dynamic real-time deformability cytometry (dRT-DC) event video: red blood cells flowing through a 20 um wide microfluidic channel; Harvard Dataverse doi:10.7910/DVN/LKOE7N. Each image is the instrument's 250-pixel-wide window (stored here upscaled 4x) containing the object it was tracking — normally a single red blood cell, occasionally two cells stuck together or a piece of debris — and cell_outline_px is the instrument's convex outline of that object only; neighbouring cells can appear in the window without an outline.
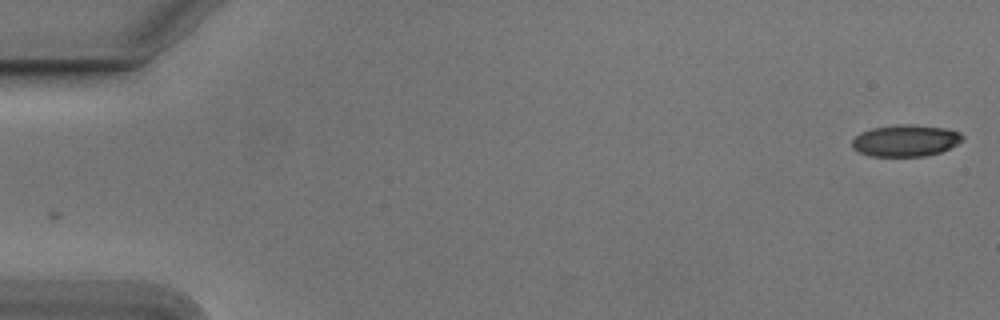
{"species": "Egyptian fruit bat (a non-hibernating species)", "species_latin": "Rousettus aegyptiacus", "temperature_condition": "cold", "stored_images_in_passage": 54, "camera_frame_rate_fps": 3000, "um_per_image_px": 0.085, "animal": {"sex": "male"}, "frame": {"image": 1, "passage_image": 1, "time_ms": 0.0, "image_size_px": [1000, 320], "cell_outline_px": [[964, 140], [940, 152], [924, 156], [872, 156], [860, 152], [852, 148], [852, 140], [860, 132], [872, 128], [892, 124], [912, 124], [944, 128], [960, 132], [964, 136]], "centroid_in_image_um": [76.96, 11.93], "position_along_channel_um": 8.0, "area_um2": 20.46}}
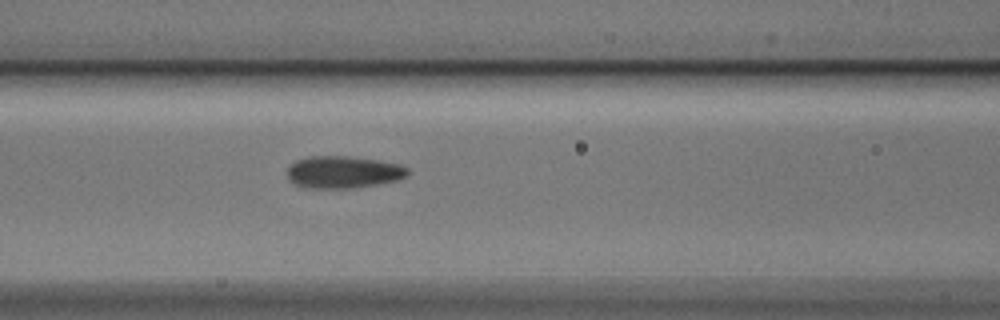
{"frame": {"image": 2, "passage_image": 23, "time_ms": 7.333, "image_size_px": [1000, 320], "cell_outline_px": [[408, 176], [396, 180], [376, 184], [352, 188], [304, 188], [288, 180], [288, 168], [296, 160], [308, 156], [348, 156], [376, 160], [400, 164], [408, 168]], "centroid_in_image_um": [29.16, 14.63], "position_along_channel_um": 137.4, "area_um2": 22.54}}
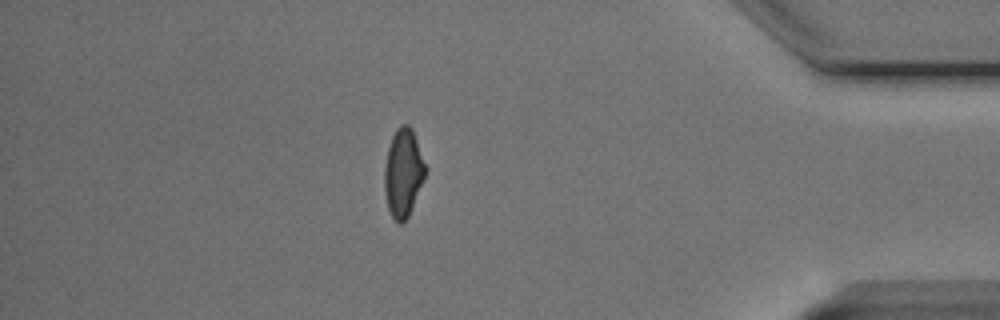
{"frame": {"image": 3, "passage_image": 47, "time_ms": 15.333, "image_size_px": [1000, 320], "cell_outline_px": [[428, 168], [408, 216], [400, 224], [392, 216], [388, 208], [384, 188], [384, 168], [388, 148], [392, 136], [396, 128], [400, 124], [408, 124], [412, 128]], "centroid_in_image_um": [34.28, 14.62], "position_along_channel_um": 400.9, "area_um2": 20.98}, "authors_computed_cell_mechanics": {"area_um2": 21.6172, "velocity_mm_per_s": 3.783, "shape_relaxation_time_tau1_ms": 3.2134, "shape_relaxation_time_tau2_ms": 1.5629, "deformation_change_tau1": 0.1205, "deformation_change_tau2": 0.0717}}